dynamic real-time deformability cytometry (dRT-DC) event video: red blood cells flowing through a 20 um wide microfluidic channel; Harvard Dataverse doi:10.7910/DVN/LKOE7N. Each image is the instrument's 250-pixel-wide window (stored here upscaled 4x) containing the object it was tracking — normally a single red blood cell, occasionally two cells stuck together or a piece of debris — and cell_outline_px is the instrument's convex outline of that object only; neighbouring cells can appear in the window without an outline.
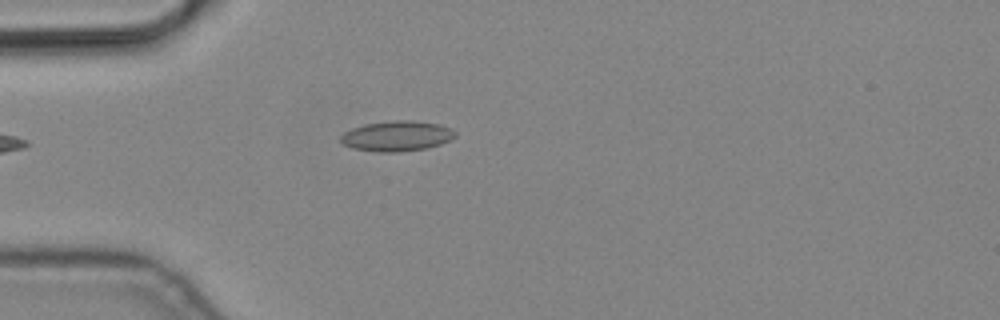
{"species": "common noctule bat (a hibernating species)", "species_latin": "Nyctalus noctula", "temperature_condition": "cold", "stored_images_in_passage": 4, "camera_frame_rate_fps": 3000, "um_per_image_px": 0.085, "animal": {"sex": "male", "body_mass_g": 19.2, "forearm_length_mm": 51.8}, "frame": {"image": 1, "passage_image": 4, "time_ms": 1.0, "image_size_px": [1000, 320], "cell_outline_px": [[456, 136], [440, 144], [428, 148], [400, 152], [376, 152], [352, 148], [344, 144], [340, 140], [340, 136], [344, 132], [352, 128], [364, 124], [392, 120], [412, 120], [440, 124], [452, 128], [456, 132]], "centroid_in_image_um": [33.73, 11.56], "position_along_channel_um": 51.3, "area_um2": 20.4}}